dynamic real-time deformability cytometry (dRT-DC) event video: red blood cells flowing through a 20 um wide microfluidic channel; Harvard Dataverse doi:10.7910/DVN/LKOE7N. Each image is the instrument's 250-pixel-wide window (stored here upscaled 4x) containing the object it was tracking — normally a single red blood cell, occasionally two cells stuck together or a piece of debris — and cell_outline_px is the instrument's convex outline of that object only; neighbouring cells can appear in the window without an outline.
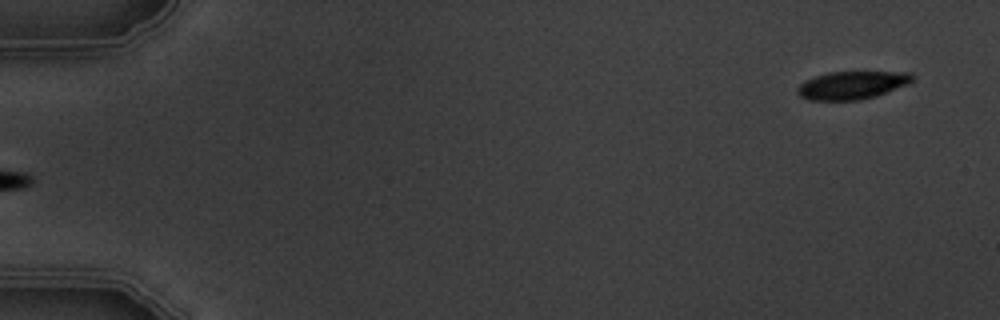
{"species": "common noctule bat (a hibernating species)", "species_latin": "Nyctalus noctula", "temperature_condition": "warm", "stored_images_in_passage": 5, "camera_frame_rate_fps": 3000, "um_per_image_px": 0.085, "animal": {"sex": "male", "body_mass_g": 19.5, "forearm_length_mm": 54.6}, "frame": {"image": 1, "passage_image": 5, "time_ms": 5.667, "image_size_px": [1000, 320], "cell_outline_px": [[916, 80], [908, 84], [876, 96], [860, 100], [808, 100], [800, 96], [796, 92], [796, 88], [804, 80], [828, 72], [912, 72], [916, 76]], "centroid_in_image_um": [72.45, 7.23], "position_along_channel_um": 12.6, "area_um2": 18.96}}